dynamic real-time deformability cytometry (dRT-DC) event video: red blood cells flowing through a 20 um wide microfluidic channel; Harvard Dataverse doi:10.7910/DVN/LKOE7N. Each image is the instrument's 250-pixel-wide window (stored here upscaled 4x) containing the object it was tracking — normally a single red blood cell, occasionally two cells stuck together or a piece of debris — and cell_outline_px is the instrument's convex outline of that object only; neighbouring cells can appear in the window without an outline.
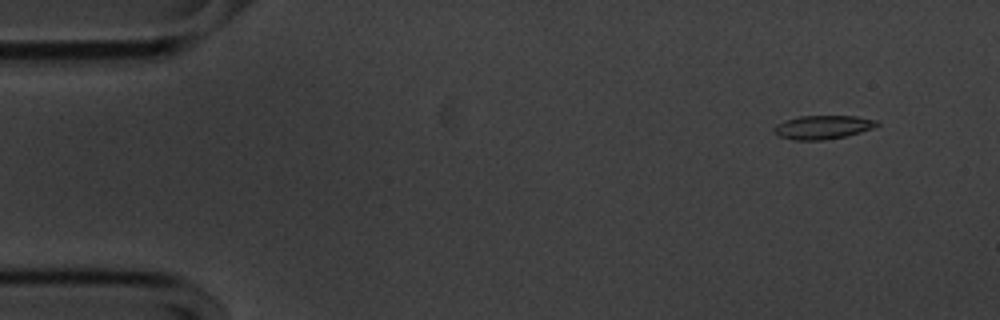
{"species": "common noctule bat (a hibernating species)", "species_latin": "Nyctalus noctula", "temperature_condition": "cold", "stored_images_in_passage": 54, "camera_frame_rate_fps": 3000, "um_per_image_px": 0.085, "animal": {"sex": "male", "body_mass_g": 20.1, "forearm_length_mm": 53.5}, "frame": {"image": 1, "passage_image": 3, "time_ms": 0.667, "image_size_px": [1000, 320], "cell_outline_px": [[880, 124], [872, 128], [860, 132], [844, 136], [824, 140], [792, 140], [780, 136], [772, 132], [772, 128], [776, 124], [784, 120], [800, 116], [856, 116], [880, 120]], "centroid_in_image_um": [69.92, 10.8], "position_along_channel_um": 15.1, "area_um2": 14.33}}
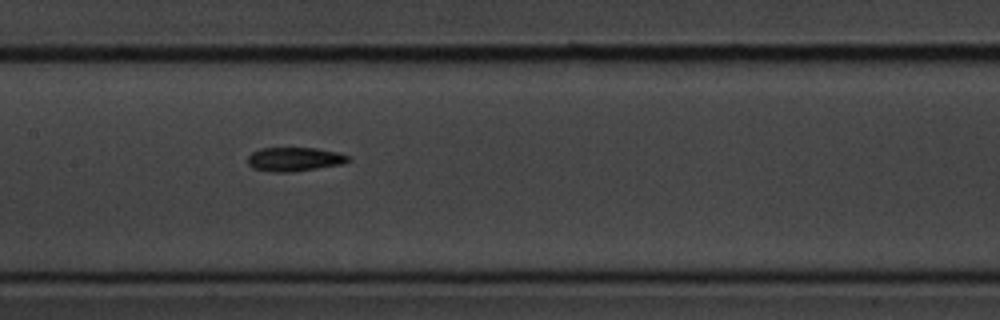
{"frame": {"image": 2, "passage_image": 25, "time_ms": 8.0, "image_size_px": [1000, 320], "cell_outline_px": [[352, 160], [344, 164], [292, 172], [272, 172], [252, 168], [248, 164], [248, 156], [252, 152], [260, 148], [316, 148], [340, 152], [348, 156]], "centroid_in_image_um": [25.06, 13.53], "position_along_channel_um": 182.3, "area_um2": 14.22}}
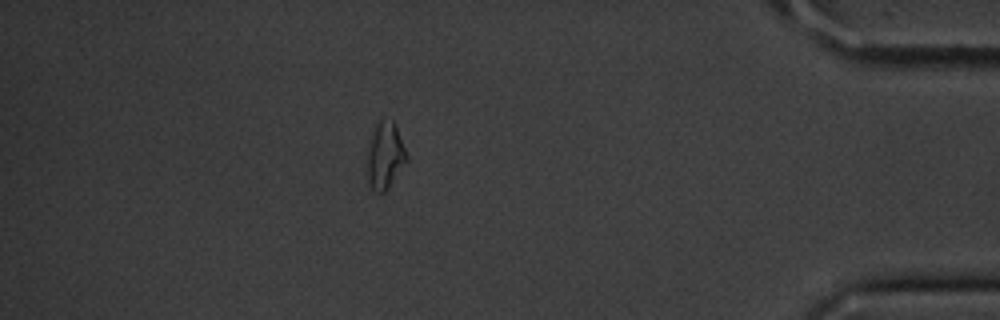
{"frame": {"image": 3, "passage_image": 47, "time_ms": 15.333, "image_size_px": [1000, 320], "cell_outline_px": [[408, 160], [388, 188], [384, 192], [380, 192], [372, 188], [368, 184], [368, 152], [372, 132], [376, 124], [380, 120], [392, 120], [396, 124], [408, 156]], "centroid_in_image_um": [32.76, 13.21], "position_along_channel_um": 402.4, "area_um2": 15.14}}